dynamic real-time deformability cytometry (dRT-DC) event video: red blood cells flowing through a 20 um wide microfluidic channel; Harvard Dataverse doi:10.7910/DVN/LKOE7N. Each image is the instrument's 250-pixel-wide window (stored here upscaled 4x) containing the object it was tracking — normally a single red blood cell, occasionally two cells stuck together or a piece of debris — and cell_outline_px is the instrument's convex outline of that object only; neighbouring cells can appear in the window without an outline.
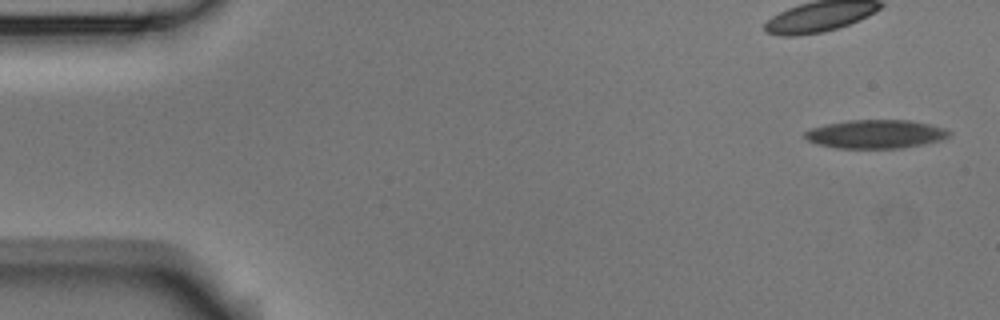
{"species": "Egyptian fruit bat (a non-hibernating species)", "species_latin": "Rousettus aegyptiacus", "temperature_condition": "room temperature", "stored_images_in_passage": 6, "camera_frame_rate_fps": 3000, "um_per_image_px": 0.085, "animal": {"sex": "male"}, "frame": {"image": 1, "passage_image": 1, "time_ms": 0.0, "image_size_px": [1000, 320], "cell_outline_px": [[952, 136], [944, 140], [924, 144], [900, 148], [836, 148], [816, 144], [808, 140], [804, 136], [804, 132], [812, 128], [828, 124], [848, 120], [908, 120], [948, 128], [952, 132]], "centroid_in_image_um": [74.5, 11.4], "position_along_channel_um": 10.5, "area_um2": 24.22}}
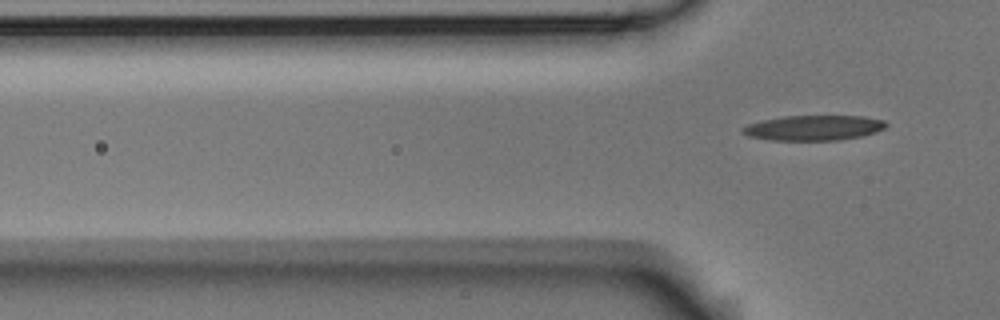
{"frame": {"image": 2, "passage_image": 6, "time_ms": 1.667, "image_size_px": [1000, 320], "cell_outline_px": [[888, 124], [884, 128], [876, 132], [860, 136], [840, 140], [772, 140], [748, 136], [740, 132], [740, 128], [748, 124], [764, 120], [784, 116], [864, 116], [884, 120]], "centroid_in_image_um": [69.15, 10.86], "position_along_channel_um": 56.6, "area_um2": 20.98}}